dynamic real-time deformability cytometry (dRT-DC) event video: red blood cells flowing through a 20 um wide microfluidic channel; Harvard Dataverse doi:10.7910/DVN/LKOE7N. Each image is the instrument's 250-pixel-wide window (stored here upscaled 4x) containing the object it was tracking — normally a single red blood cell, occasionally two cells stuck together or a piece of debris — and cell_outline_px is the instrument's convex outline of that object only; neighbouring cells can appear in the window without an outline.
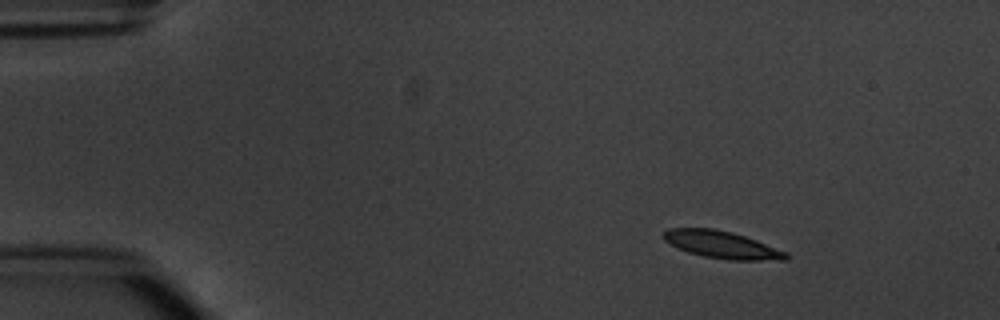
{"species": "common noctule bat (a hibernating species)", "species_latin": "Nyctalus noctula", "temperature_condition": "warm", "stored_images_in_passage": 4, "camera_frame_rate_fps": 3000, "um_per_image_px": 0.085, "animal": {"sex": "male", "body_mass_g": 20.1, "forearm_length_mm": 53.5}, "frame": {"image": 1, "passage_image": 2, "time_ms": 1.0, "image_size_px": [1000, 320], "cell_outline_px": [[788, 260], [728, 260], [704, 256], [688, 252], [676, 248], [664, 240], [664, 232], [668, 228], [712, 228], [732, 232], [756, 240], [788, 252]], "centroid_in_image_um": [61.36, 20.8], "position_along_channel_um": 23.6, "area_um2": 19.48}}